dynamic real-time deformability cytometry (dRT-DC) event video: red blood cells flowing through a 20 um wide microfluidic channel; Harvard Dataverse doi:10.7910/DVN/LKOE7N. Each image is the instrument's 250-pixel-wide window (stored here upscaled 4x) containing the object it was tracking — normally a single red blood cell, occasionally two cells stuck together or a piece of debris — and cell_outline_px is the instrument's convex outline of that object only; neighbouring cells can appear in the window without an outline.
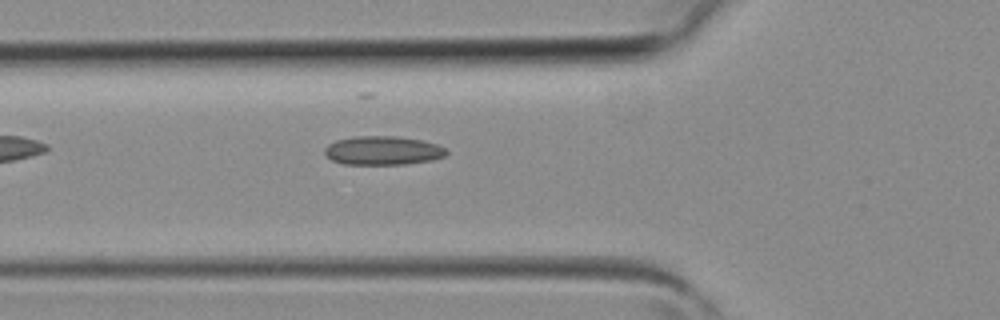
{"species": "common noctule bat (a hibernating species)", "species_latin": "Nyctalus noctula", "temperature_condition": "room temperature", "stored_images_in_passage": 3, "camera_frame_rate_fps": 3000, "um_per_image_px": 0.085, "animal": {"sex": "female", "body_mass_g": 19.3, "forearm_length_mm": 54.1}, "frame": {"image": 1, "passage_image": 3, "time_ms": 0.667, "image_size_px": [1000, 320], "cell_outline_px": [[448, 152], [444, 156], [432, 160], [404, 164], [344, 164], [332, 160], [324, 152], [324, 148], [328, 144], [336, 140], [352, 136], [396, 136], [420, 140], [436, 144], [444, 148]], "centroid_in_image_um": [32.51, 12.79], "position_along_channel_um": 93.3, "area_um2": 20.35}}